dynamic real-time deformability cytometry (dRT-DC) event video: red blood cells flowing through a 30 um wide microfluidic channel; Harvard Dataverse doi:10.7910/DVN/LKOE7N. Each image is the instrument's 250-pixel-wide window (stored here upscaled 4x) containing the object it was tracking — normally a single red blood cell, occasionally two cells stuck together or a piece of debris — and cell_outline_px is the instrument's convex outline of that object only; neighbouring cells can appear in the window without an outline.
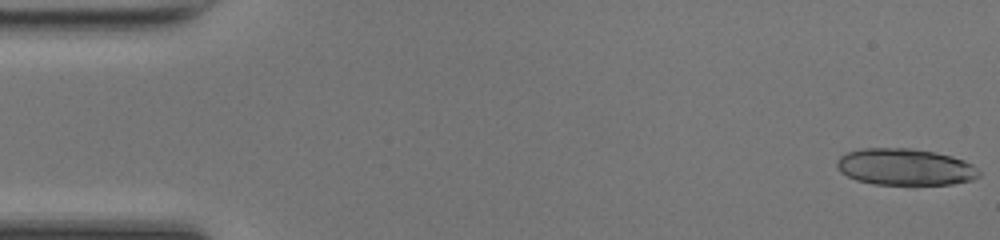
{"species": "common noctule bat (a hibernating species)", "species_latin": "Nyctalus noctula", "temperature_condition": "room temperature", "stored_images_in_passage": 28, "camera_frame_rate_fps": 3000, "um_per_image_px": 0.085, "animal": {"sex": "female", "body_mass_g": 17.0, "forearm_length_mm": 48.0}, "frame": {"image": 1, "passage_image": 1, "time_ms": 0.0, "image_size_px": [1000, 240], "cell_outline_px": [[980, 176], [972, 180], [952, 184], [872, 184], [856, 180], [840, 172], [836, 168], [836, 160], [840, 156], [848, 152], [864, 148], [908, 148], [936, 152], [952, 156], [964, 160], [972, 164], [980, 172]], "centroid_in_image_um": [76.92, 14.19], "position_along_channel_um": 8.1, "area_um2": 30.46}}
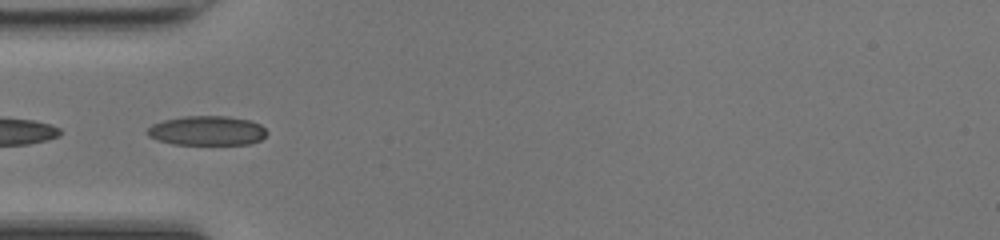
{"frame": {"image": 2, "passage_image": 16, "time_ms": 5.0, "image_size_px": [1000, 240], "cell_outline_px": [[268, 132], [260, 140], [248, 144], [172, 144], [156, 140], [148, 136], [144, 132], [152, 124], [164, 120], [184, 116], [228, 116], [248, 120], [260, 124]], "centroid_in_image_um": [17.55, 11.11], "position_along_channel_um": 67.4, "area_um2": 20.58}}
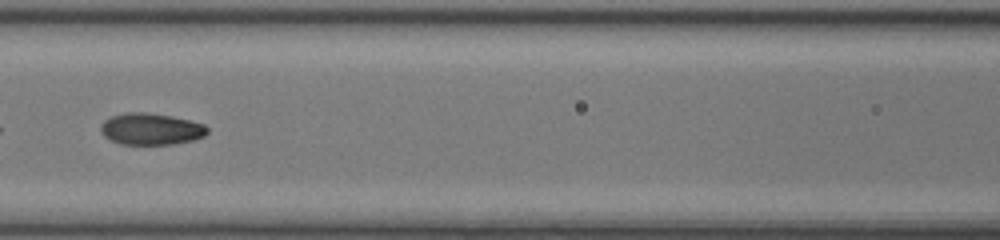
{"frame": {"image": 3, "passage_image": 22, "time_ms": 7.0, "image_size_px": [1000, 240], "cell_outline_px": [[208, 132], [204, 136], [192, 140], [172, 144], [120, 144], [104, 136], [100, 132], [100, 128], [104, 120], [112, 116], [128, 112], [144, 112], [172, 116], [204, 124], [208, 128]], "centroid_in_image_um": [12.82, 10.96], "position_along_channel_um": 153.8, "area_um2": 19.54}}